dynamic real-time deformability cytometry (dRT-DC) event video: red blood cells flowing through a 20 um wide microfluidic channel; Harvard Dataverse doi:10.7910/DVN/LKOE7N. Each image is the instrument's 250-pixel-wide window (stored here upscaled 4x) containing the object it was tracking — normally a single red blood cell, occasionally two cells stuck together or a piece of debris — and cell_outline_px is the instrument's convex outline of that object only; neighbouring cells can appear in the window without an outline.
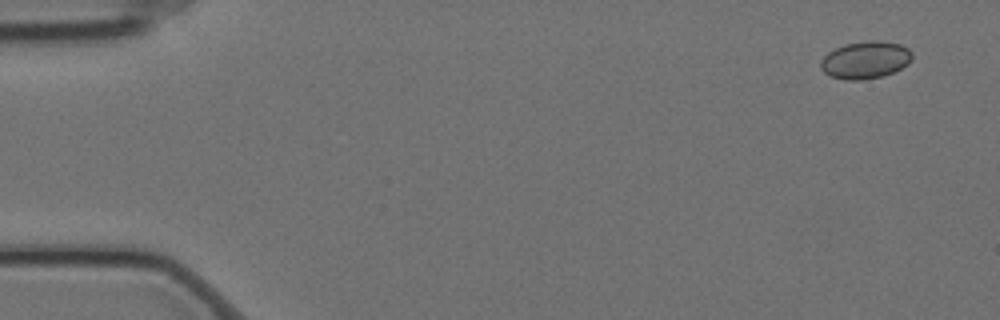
{"species": "Egyptian fruit bat (a non-hibernating species)", "species_latin": "Rousettus aegyptiacus", "temperature_condition": "cold", "stored_images_in_passage": 14, "camera_frame_rate_fps": 3000, "um_per_image_px": 0.085, "animal": {"sex": "female"}, "frame": {"image": 1, "passage_image": 1, "time_ms": 0.0, "image_size_px": [1000, 320], "cell_outline_px": [[912, 60], [908, 64], [892, 72], [880, 76], [860, 80], [844, 80], [828, 76], [820, 68], [820, 60], [828, 52], [844, 44], [868, 40], [880, 40], [900, 44], [908, 48], [912, 52]], "centroid_in_image_um": [73.53, 5.09], "position_along_channel_um": 11.5, "area_um2": 20.06}}
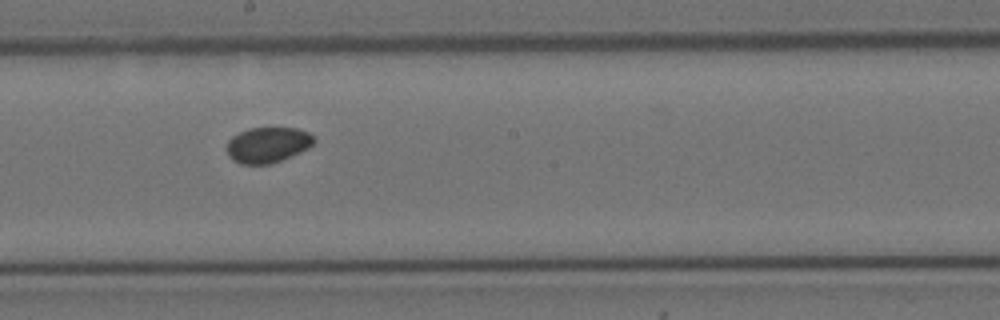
{"frame": {"image": 2, "passage_image": 8, "time_ms": 2.333, "image_size_px": [1000, 320], "cell_outline_px": [[316, 140], [308, 148], [280, 160], [268, 164], [240, 164], [232, 160], [228, 156], [224, 148], [228, 140], [232, 136], [248, 128], [296, 128], [308, 132]], "centroid_in_image_um": [22.69, 12.31], "position_along_channel_um": 225.5, "area_um2": 18.09}}
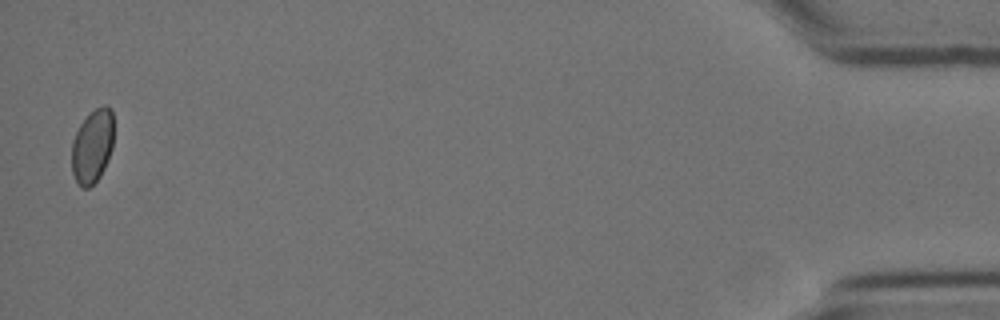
{"frame": {"image": 3, "passage_image": 14, "time_ms": 4.333, "image_size_px": [1000, 320], "cell_outline_px": [[112, 148], [104, 168], [100, 176], [88, 188], [80, 188], [72, 172], [72, 140], [80, 124], [96, 108], [104, 104], [112, 108]], "centroid_in_image_um": [7.84, 12.43], "position_along_channel_um": 427.4, "area_um2": 17.86}}